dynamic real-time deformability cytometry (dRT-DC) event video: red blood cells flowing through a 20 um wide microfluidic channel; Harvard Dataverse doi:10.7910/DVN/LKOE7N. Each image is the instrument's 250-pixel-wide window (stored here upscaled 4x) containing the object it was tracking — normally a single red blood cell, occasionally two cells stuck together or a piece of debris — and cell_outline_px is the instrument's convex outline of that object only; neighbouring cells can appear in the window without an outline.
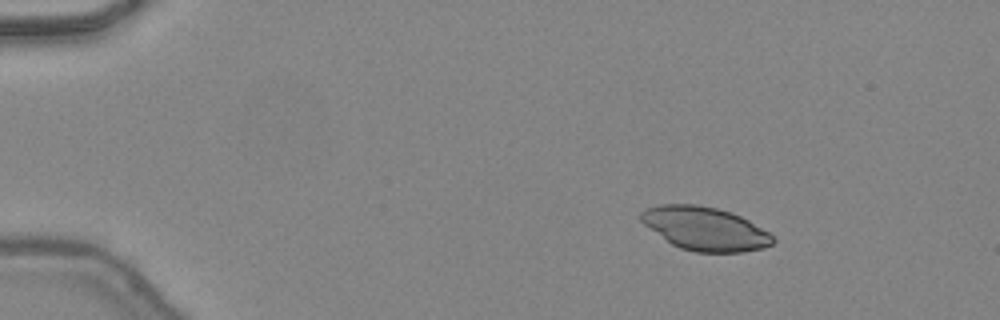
{"species": "common noctule bat (a hibernating species)", "species_latin": "Nyctalus noctula", "temperature_condition": "warm", "stored_images_in_passage": 8, "camera_frame_rate_fps": 3000, "um_per_image_px": 0.085, "animal": {"sex": "female", "body_mass_g": 24.6, "forearm_length_mm": 56.2}, "frame": {"image": 1, "passage_image": 1, "time_ms": 0.0, "image_size_px": [1000, 320], "cell_outline_px": [[776, 240], [772, 244], [764, 248], [744, 252], [696, 252], [680, 248], [672, 244], [644, 224], [640, 220], [640, 212], [644, 208], [660, 204], [696, 204], [716, 208], [740, 216], [748, 220], [768, 232]], "centroid_in_image_um": [59.91, 19.43], "position_along_channel_um": 25.1, "area_um2": 33.23}}